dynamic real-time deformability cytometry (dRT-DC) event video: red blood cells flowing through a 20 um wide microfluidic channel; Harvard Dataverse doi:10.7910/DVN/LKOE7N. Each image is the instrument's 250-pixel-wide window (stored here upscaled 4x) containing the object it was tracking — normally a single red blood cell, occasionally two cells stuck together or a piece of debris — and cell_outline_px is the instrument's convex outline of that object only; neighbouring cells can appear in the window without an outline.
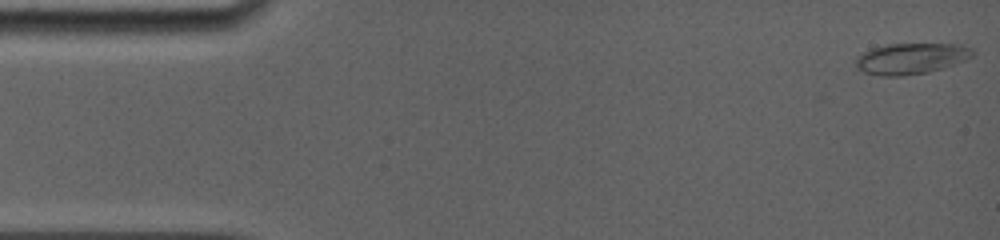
{"species": "common noctule bat (a hibernating species)", "species_latin": "Nyctalus noctula", "temperature_condition": "room temperature", "stored_images_in_passage": 82, "camera_frame_rate_fps": 5000, "um_per_image_px": 0.085, "animal": {"sex": "female", "body_mass_g": 19.0, "forearm_length_mm": 56.7}, "frame": {"image": 1, "passage_image": 1, "time_ms": 0.0, "image_size_px": [1000, 240], "cell_outline_px": [[976, 52], [972, 56], [964, 60], [944, 68], [928, 72], [904, 76], [880, 76], [864, 72], [856, 68], [856, 56], [872, 48], [888, 44], [964, 44], [972, 48]], "centroid_in_image_um": [77.45, 4.98], "position_along_channel_um": 7.5, "area_um2": 21.27}}
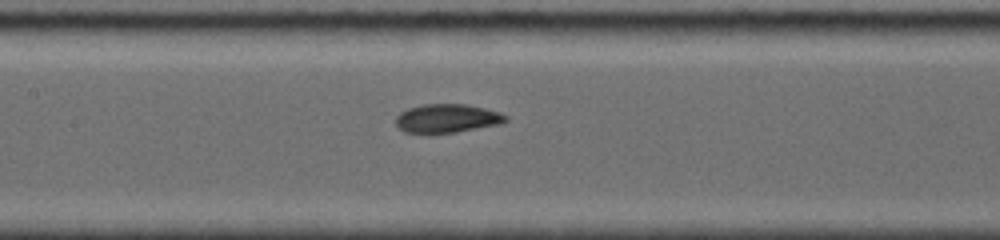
{"frame": {"image": 2, "passage_image": 38, "time_ms": 7.4, "image_size_px": [1000, 240], "cell_outline_px": [[508, 120], [504, 124], [456, 132], [404, 132], [396, 124], [396, 116], [400, 112], [408, 108], [424, 104], [468, 104], [500, 112], [508, 116]], "centroid_in_image_um": [38.07, 10.05], "position_along_channel_um": 169.3, "area_um2": 18.38}}
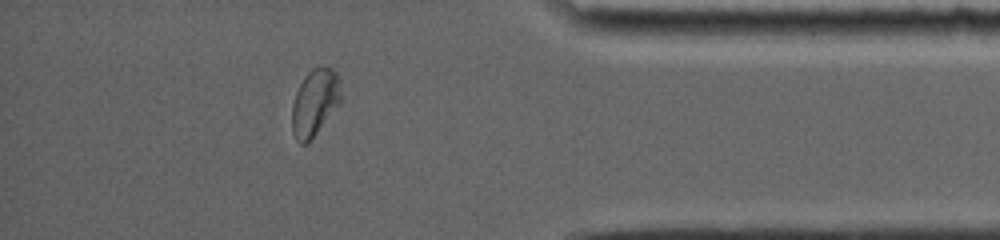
{"frame": {"image": 3, "passage_image": 71, "time_ms": 14.0, "image_size_px": [1000, 240], "cell_outline_px": [[340, 100], [312, 140], [308, 144], [300, 144], [296, 140], [292, 132], [292, 104], [296, 92], [304, 76], [312, 68], [320, 64], [332, 68], [336, 72], [340, 80]], "centroid_in_image_um": [26.73, 8.69], "position_along_channel_um": 408.5, "area_um2": 19.13}, "authors_computed_cell_mechanics": {"area_um2": 19.0162, "velocity_mm_per_s": 3.8469, "shape_relaxation_time_tau1_ms": 7.9375, "shape_relaxation_time_tau2_ms": 1.2743, "deformation_change_tau1": 0.1665, "deformation_change_tau2": 0.0458}}